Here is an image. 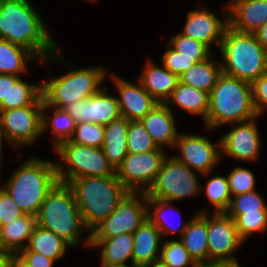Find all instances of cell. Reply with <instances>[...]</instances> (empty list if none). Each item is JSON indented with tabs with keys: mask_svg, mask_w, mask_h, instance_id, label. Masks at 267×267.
<instances>
[{
	"mask_svg": "<svg viewBox=\"0 0 267 267\" xmlns=\"http://www.w3.org/2000/svg\"><path fill=\"white\" fill-rule=\"evenodd\" d=\"M140 122L151 135L157 147L163 149L168 145L175 146L179 133L171 107L165 103H159Z\"/></svg>",
	"mask_w": 267,
	"mask_h": 267,
	"instance_id": "obj_20",
	"label": "cell"
},
{
	"mask_svg": "<svg viewBox=\"0 0 267 267\" xmlns=\"http://www.w3.org/2000/svg\"><path fill=\"white\" fill-rule=\"evenodd\" d=\"M37 225L63 238L72 247L81 241L85 227L72 188L57 182L48 192L36 216Z\"/></svg>",
	"mask_w": 267,
	"mask_h": 267,
	"instance_id": "obj_6",
	"label": "cell"
},
{
	"mask_svg": "<svg viewBox=\"0 0 267 267\" xmlns=\"http://www.w3.org/2000/svg\"><path fill=\"white\" fill-rule=\"evenodd\" d=\"M107 70L102 67L71 69L65 75L53 78L42 85V111L48 108L62 109L78 100L96 94L105 80Z\"/></svg>",
	"mask_w": 267,
	"mask_h": 267,
	"instance_id": "obj_7",
	"label": "cell"
},
{
	"mask_svg": "<svg viewBox=\"0 0 267 267\" xmlns=\"http://www.w3.org/2000/svg\"><path fill=\"white\" fill-rule=\"evenodd\" d=\"M146 267H170V266L164 264L160 260H157V261L153 262L152 264H150L149 266H146Z\"/></svg>",
	"mask_w": 267,
	"mask_h": 267,
	"instance_id": "obj_51",
	"label": "cell"
},
{
	"mask_svg": "<svg viewBox=\"0 0 267 267\" xmlns=\"http://www.w3.org/2000/svg\"><path fill=\"white\" fill-rule=\"evenodd\" d=\"M111 76L120 95V98L118 97L120 114L129 121H140L159 104L139 81L134 85L113 74Z\"/></svg>",
	"mask_w": 267,
	"mask_h": 267,
	"instance_id": "obj_17",
	"label": "cell"
},
{
	"mask_svg": "<svg viewBox=\"0 0 267 267\" xmlns=\"http://www.w3.org/2000/svg\"><path fill=\"white\" fill-rule=\"evenodd\" d=\"M218 142L213 144L203 135L179 133L175 146L180 154L174 157L195 172L207 176L221 159L220 140Z\"/></svg>",
	"mask_w": 267,
	"mask_h": 267,
	"instance_id": "obj_14",
	"label": "cell"
},
{
	"mask_svg": "<svg viewBox=\"0 0 267 267\" xmlns=\"http://www.w3.org/2000/svg\"><path fill=\"white\" fill-rule=\"evenodd\" d=\"M237 124L220 139L221 157L223 153L239 161L257 160L261 141L256 118Z\"/></svg>",
	"mask_w": 267,
	"mask_h": 267,
	"instance_id": "obj_16",
	"label": "cell"
},
{
	"mask_svg": "<svg viewBox=\"0 0 267 267\" xmlns=\"http://www.w3.org/2000/svg\"><path fill=\"white\" fill-rule=\"evenodd\" d=\"M228 26L239 32L254 33L267 22V0H230Z\"/></svg>",
	"mask_w": 267,
	"mask_h": 267,
	"instance_id": "obj_19",
	"label": "cell"
},
{
	"mask_svg": "<svg viewBox=\"0 0 267 267\" xmlns=\"http://www.w3.org/2000/svg\"><path fill=\"white\" fill-rule=\"evenodd\" d=\"M193 267H220L218 262H199L196 263Z\"/></svg>",
	"mask_w": 267,
	"mask_h": 267,
	"instance_id": "obj_49",
	"label": "cell"
},
{
	"mask_svg": "<svg viewBox=\"0 0 267 267\" xmlns=\"http://www.w3.org/2000/svg\"><path fill=\"white\" fill-rule=\"evenodd\" d=\"M101 267H136V266H134L133 264H132V266H130V265H127V264H125V265H101Z\"/></svg>",
	"mask_w": 267,
	"mask_h": 267,
	"instance_id": "obj_53",
	"label": "cell"
},
{
	"mask_svg": "<svg viewBox=\"0 0 267 267\" xmlns=\"http://www.w3.org/2000/svg\"><path fill=\"white\" fill-rule=\"evenodd\" d=\"M0 250H3V249H2V246H1V238H0Z\"/></svg>",
	"mask_w": 267,
	"mask_h": 267,
	"instance_id": "obj_54",
	"label": "cell"
},
{
	"mask_svg": "<svg viewBox=\"0 0 267 267\" xmlns=\"http://www.w3.org/2000/svg\"><path fill=\"white\" fill-rule=\"evenodd\" d=\"M219 49L222 73L250 83L267 73V51L254 33L227 26Z\"/></svg>",
	"mask_w": 267,
	"mask_h": 267,
	"instance_id": "obj_5",
	"label": "cell"
},
{
	"mask_svg": "<svg viewBox=\"0 0 267 267\" xmlns=\"http://www.w3.org/2000/svg\"><path fill=\"white\" fill-rule=\"evenodd\" d=\"M61 159L68 165L65 170L56 162L58 182L69 184L72 180L89 176H111L115 169L108 162L102 148L72 143L69 140L55 147Z\"/></svg>",
	"mask_w": 267,
	"mask_h": 267,
	"instance_id": "obj_8",
	"label": "cell"
},
{
	"mask_svg": "<svg viewBox=\"0 0 267 267\" xmlns=\"http://www.w3.org/2000/svg\"><path fill=\"white\" fill-rule=\"evenodd\" d=\"M160 251V261L170 267H193L196 262L179 240H166Z\"/></svg>",
	"mask_w": 267,
	"mask_h": 267,
	"instance_id": "obj_37",
	"label": "cell"
},
{
	"mask_svg": "<svg viewBox=\"0 0 267 267\" xmlns=\"http://www.w3.org/2000/svg\"><path fill=\"white\" fill-rule=\"evenodd\" d=\"M129 120L123 116L104 126L102 150L108 162L116 170L128 154L127 133Z\"/></svg>",
	"mask_w": 267,
	"mask_h": 267,
	"instance_id": "obj_25",
	"label": "cell"
},
{
	"mask_svg": "<svg viewBox=\"0 0 267 267\" xmlns=\"http://www.w3.org/2000/svg\"><path fill=\"white\" fill-rule=\"evenodd\" d=\"M107 92V87H102L93 96L70 103L62 109L73 117L76 124L88 122L108 125L121 114L118 97L110 96Z\"/></svg>",
	"mask_w": 267,
	"mask_h": 267,
	"instance_id": "obj_15",
	"label": "cell"
},
{
	"mask_svg": "<svg viewBox=\"0 0 267 267\" xmlns=\"http://www.w3.org/2000/svg\"><path fill=\"white\" fill-rule=\"evenodd\" d=\"M227 26L228 17L222 20L205 8L194 9L187 13V20L181 33L204 43L209 48L214 43L220 47Z\"/></svg>",
	"mask_w": 267,
	"mask_h": 267,
	"instance_id": "obj_18",
	"label": "cell"
},
{
	"mask_svg": "<svg viewBox=\"0 0 267 267\" xmlns=\"http://www.w3.org/2000/svg\"><path fill=\"white\" fill-rule=\"evenodd\" d=\"M211 57L196 63L179 77V81L210 94L222 74L221 64L214 62Z\"/></svg>",
	"mask_w": 267,
	"mask_h": 267,
	"instance_id": "obj_28",
	"label": "cell"
},
{
	"mask_svg": "<svg viewBox=\"0 0 267 267\" xmlns=\"http://www.w3.org/2000/svg\"><path fill=\"white\" fill-rule=\"evenodd\" d=\"M69 141L80 145L102 148L104 143V125L88 122L78 123Z\"/></svg>",
	"mask_w": 267,
	"mask_h": 267,
	"instance_id": "obj_40",
	"label": "cell"
},
{
	"mask_svg": "<svg viewBox=\"0 0 267 267\" xmlns=\"http://www.w3.org/2000/svg\"><path fill=\"white\" fill-rule=\"evenodd\" d=\"M38 58L28 49L0 39V74H14L27 72V63Z\"/></svg>",
	"mask_w": 267,
	"mask_h": 267,
	"instance_id": "obj_30",
	"label": "cell"
},
{
	"mask_svg": "<svg viewBox=\"0 0 267 267\" xmlns=\"http://www.w3.org/2000/svg\"><path fill=\"white\" fill-rule=\"evenodd\" d=\"M147 214L146 192L129 191L112 214L88 234L84 245L90 246V239H107L124 233L133 234L147 219Z\"/></svg>",
	"mask_w": 267,
	"mask_h": 267,
	"instance_id": "obj_10",
	"label": "cell"
},
{
	"mask_svg": "<svg viewBox=\"0 0 267 267\" xmlns=\"http://www.w3.org/2000/svg\"><path fill=\"white\" fill-rule=\"evenodd\" d=\"M53 112V116L50 119L49 116L42 112V133L48 131V127H51L52 134H54L53 146L54 148L58 146L61 142L69 140L76 127V122L73 117L65 112L63 109L55 108Z\"/></svg>",
	"mask_w": 267,
	"mask_h": 267,
	"instance_id": "obj_32",
	"label": "cell"
},
{
	"mask_svg": "<svg viewBox=\"0 0 267 267\" xmlns=\"http://www.w3.org/2000/svg\"><path fill=\"white\" fill-rule=\"evenodd\" d=\"M207 236V211L202 209L189 219L187 228L179 238L196 263L209 262Z\"/></svg>",
	"mask_w": 267,
	"mask_h": 267,
	"instance_id": "obj_23",
	"label": "cell"
},
{
	"mask_svg": "<svg viewBox=\"0 0 267 267\" xmlns=\"http://www.w3.org/2000/svg\"><path fill=\"white\" fill-rule=\"evenodd\" d=\"M209 97V110L205 121L208 130L258 117L252 101L250 82L222 73Z\"/></svg>",
	"mask_w": 267,
	"mask_h": 267,
	"instance_id": "obj_4",
	"label": "cell"
},
{
	"mask_svg": "<svg viewBox=\"0 0 267 267\" xmlns=\"http://www.w3.org/2000/svg\"><path fill=\"white\" fill-rule=\"evenodd\" d=\"M207 244L209 262H237L233 255L243 240L239 237L235 221L225 212H213L211 218L207 214Z\"/></svg>",
	"mask_w": 267,
	"mask_h": 267,
	"instance_id": "obj_13",
	"label": "cell"
},
{
	"mask_svg": "<svg viewBox=\"0 0 267 267\" xmlns=\"http://www.w3.org/2000/svg\"><path fill=\"white\" fill-rule=\"evenodd\" d=\"M167 49L162 58V65L179 77L198 63L194 58L181 56V53L175 51L169 45Z\"/></svg>",
	"mask_w": 267,
	"mask_h": 267,
	"instance_id": "obj_42",
	"label": "cell"
},
{
	"mask_svg": "<svg viewBox=\"0 0 267 267\" xmlns=\"http://www.w3.org/2000/svg\"><path fill=\"white\" fill-rule=\"evenodd\" d=\"M235 225L239 237L245 241L246 237L254 232H264L267 230V210H258V212H244L235 219Z\"/></svg>",
	"mask_w": 267,
	"mask_h": 267,
	"instance_id": "obj_39",
	"label": "cell"
},
{
	"mask_svg": "<svg viewBox=\"0 0 267 267\" xmlns=\"http://www.w3.org/2000/svg\"><path fill=\"white\" fill-rule=\"evenodd\" d=\"M258 210H267V204L258 191L254 190L232 196L230 205L225 213L235 219L244 212H258Z\"/></svg>",
	"mask_w": 267,
	"mask_h": 267,
	"instance_id": "obj_36",
	"label": "cell"
},
{
	"mask_svg": "<svg viewBox=\"0 0 267 267\" xmlns=\"http://www.w3.org/2000/svg\"><path fill=\"white\" fill-rule=\"evenodd\" d=\"M0 267H14V256L9 252L0 250Z\"/></svg>",
	"mask_w": 267,
	"mask_h": 267,
	"instance_id": "obj_48",
	"label": "cell"
},
{
	"mask_svg": "<svg viewBox=\"0 0 267 267\" xmlns=\"http://www.w3.org/2000/svg\"><path fill=\"white\" fill-rule=\"evenodd\" d=\"M67 246L71 245L63 238L37 225L24 250H30L53 261H58L64 256Z\"/></svg>",
	"mask_w": 267,
	"mask_h": 267,
	"instance_id": "obj_29",
	"label": "cell"
},
{
	"mask_svg": "<svg viewBox=\"0 0 267 267\" xmlns=\"http://www.w3.org/2000/svg\"><path fill=\"white\" fill-rule=\"evenodd\" d=\"M157 148L151 135L140 121H129L127 133L128 153H144L154 151Z\"/></svg>",
	"mask_w": 267,
	"mask_h": 267,
	"instance_id": "obj_38",
	"label": "cell"
},
{
	"mask_svg": "<svg viewBox=\"0 0 267 267\" xmlns=\"http://www.w3.org/2000/svg\"><path fill=\"white\" fill-rule=\"evenodd\" d=\"M24 214L17 203L0 186V226L8 224Z\"/></svg>",
	"mask_w": 267,
	"mask_h": 267,
	"instance_id": "obj_43",
	"label": "cell"
},
{
	"mask_svg": "<svg viewBox=\"0 0 267 267\" xmlns=\"http://www.w3.org/2000/svg\"><path fill=\"white\" fill-rule=\"evenodd\" d=\"M172 202L171 201H167V200H163V199H157V198H147V207H148V214H147V219L153 224L155 225L158 230L161 232L162 234H178L179 238L182 236L183 232L185 231V229L187 228V225L189 223V220L178 224L176 227L171 226L170 223H165L168 221L167 216L165 214V211L167 208H170V210L174 207L171 206ZM150 206L153 209L154 206V212H150ZM165 210V211H164ZM167 221H166V219ZM181 221V220H180Z\"/></svg>",
	"mask_w": 267,
	"mask_h": 267,
	"instance_id": "obj_33",
	"label": "cell"
},
{
	"mask_svg": "<svg viewBox=\"0 0 267 267\" xmlns=\"http://www.w3.org/2000/svg\"><path fill=\"white\" fill-rule=\"evenodd\" d=\"M36 226L37 218L30 214H24L22 217L0 226L2 249L15 257L27 247L26 244Z\"/></svg>",
	"mask_w": 267,
	"mask_h": 267,
	"instance_id": "obj_24",
	"label": "cell"
},
{
	"mask_svg": "<svg viewBox=\"0 0 267 267\" xmlns=\"http://www.w3.org/2000/svg\"><path fill=\"white\" fill-rule=\"evenodd\" d=\"M42 106L0 110V122L8 142L12 146L36 142L42 133Z\"/></svg>",
	"mask_w": 267,
	"mask_h": 267,
	"instance_id": "obj_12",
	"label": "cell"
},
{
	"mask_svg": "<svg viewBox=\"0 0 267 267\" xmlns=\"http://www.w3.org/2000/svg\"><path fill=\"white\" fill-rule=\"evenodd\" d=\"M27 0H0V39L30 50L40 61H60L57 44Z\"/></svg>",
	"mask_w": 267,
	"mask_h": 267,
	"instance_id": "obj_1",
	"label": "cell"
},
{
	"mask_svg": "<svg viewBox=\"0 0 267 267\" xmlns=\"http://www.w3.org/2000/svg\"><path fill=\"white\" fill-rule=\"evenodd\" d=\"M231 196L255 190L254 173L247 168L235 167L227 176Z\"/></svg>",
	"mask_w": 267,
	"mask_h": 267,
	"instance_id": "obj_41",
	"label": "cell"
},
{
	"mask_svg": "<svg viewBox=\"0 0 267 267\" xmlns=\"http://www.w3.org/2000/svg\"><path fill=\"white\" fill-rule=\"evenodd\" d=\"M55 261L42 254L22 250L14 257V267H52Z\"/></svg>",
	"mask_w": 267,
	"mask_h": 267,
	"instance_id": "obj_44",
	"label": "cell"
},
{
	"mask_svg": "<svg viewBox=\"0 0 267 267\" xmlns=\"http://www.w3.org/2000/svg\"><path fill=\"white\" fill-rule=\"evenodd\" d=\"M204 191L206 192V198L214 206V213L225 212L228 209L232 196L227 176L217 174V176L211 177L206 183Z\"/></svg>",
	"mask_w": 267,
	"mask_h": 267,
	"instance_id": "obj_35",
	"label": "cell"
},
{
	"mask_svg": "<svg viewBox=\"0 0 267 267\" xmlns=\"http://www.w3.org/2000/svg\"><path fill=\"white\" fill-rule=\"evenodd\" d=\"M259 43L267 51V22L254 32Z\"/></svg>",
	"mask_w": 267,
	"mask_h": 267,
	"instance_id": "obj_47",
	"label": "cell"
},
{
	"mask_svg": "<svg viewBox=\"0 0 267 267\" xmlns=\"http://www.w3.org/2000/svg\"><path fill=\"white\" fill-rule=\"evenodd\" d=\"M1 186L25 214L37 216L48 192L58 182L56 162L32 157Z\"/></svg>",
	"mask_w": 267,
	"mask_h": 267,
	"instance_id": "obj_3",
	"label": "cell"
},
{
	"mask_svg": "<svg viewBox=\"0 0 267 267\" xmlns=\"http://www.w3.org/2000/svg\"><path fill=\"white\" fill-rule=\"evenodd\" d=\"M168 45L181 53V56L194 58L197 62L204 61L212 55L211 49L207 45L182 33L171 37Z\"/></svg>",
	"mask_w": 267,
	"mask_h": 267,
	"instance_id": "obj_34",
	"label": "cell"
},
{
	"mask_svg": "<svg viewBox=\"0 0 267 267\" xmlns=\"http://www.w3.org/2000/svg\"><path fill=\"white\" fill-rule=\"evenodd\" d=\"M25 106H43L42 85L23 81H9L8 110Z\"/></svg>",
	"mask_w": 267,
	"mask_h": 267,
	"instance_id": "obj_31",
	"label": "cell"
},
{
	"mask_svg": "<svg viewBox=\"0 0 267 267\" xmlns=\"http://www.w3.org/2000/svg\"><path fill=\"white\" fill-rule=\"evenodd\" d=\"M252 101L259 117L267 108V73L251 83Z\"/></svg>",
	"mask_w": 267,
	"mask_h": 267,
	"instance_id": "obj_45",
	"label": "cell"
},
{
	"mask_svg": "<svg viewBox=\"0 0 267 267\" xmlns=\"http://www.w3.org/2000/svg\"><path fill=\"white\" fill-rule=\"evenodd\" d=\"M161 232L148 219L133 233L132 264L146 267L160 259ZM159 254V255H157Z\"/></svg>",
	"mask_w": 267,
	"mask_h": 267,
	"instance_id": "obj_21",
	"label": "cell"
},
{
	"mask_svg": "<svg viewBox=\"0 0 267 267\" xmlns=\"http://www.w3.org/2000/svg\"><path fill=\"white\" fill-rule=\"evenodd\" d=\"M68 185L74 192L83 223L89 232L108 218L129 192L116 173L105 177L76 178Z\"/></svg>",
	"mask_w": 267,
	"mask_h": 267,
	"instance_id": "obj_2",
	"label": "cell"
},
{
	"mask_svg": "<svg viewBox=\"0 0 267 267\" xmlns=\"http://www.w3.org/2000/svg\"><path fill=\"white\" fill-rule=\"evenodd\" d=\"M220 267H240L237 262H232V263H220Z\"/></svg>",
	"mask_w": 267,
	"mask_h": 267,
	"instance_id": "obj_52",
	"label": "cell"
},
{
	"mask_svg": "<svg viewBox=\"0 0 267 267\" xmlns=\"http://www.w3.org/2000/svg\"><path fill=\"white\" fill-rule=\"evenodd\" d=\"M90 246L100 249L101 265H132L133 234L124 233L107 239H90Z\"/></svg>",
	"mask_w": 267,
	"mask_h": 267,
	"instance_id": "obj_26",
	"label": "cell"
},
{
	"mask_svg": "<svg viewBox=\"0 0 267 267\" xmlns=\"http://www.w3.org/2000/svg\"><path fill=\"white\" fill-rule=\"evenodd\" d=\"M196 172L174 156L164 158L147 198L179 201L203 191Z\"/></svg>",
	"mask_w": 267,
	"mask_h": 267,
	"instance_id": "obj_9",
	"label": "cell"
},
{
	"mask_svg": "<svg viewBox=\"0 0 267 267\" xmlns=\"http://www.w3.org/2000/svg\"><path fill=\"white\" fill-rule=\"evenodd\" d=\"M2 138L6 140L4 132H3V129H2V126H1V122H0V164H1V161H2V155H1V153H2L1 149H2V143H3L2 142V140H3Z\"/></svg>",
	"mask_w": 267,
	"mask_h": 267,
	"instance_id": "obj_50",
	"label": "cell"
},
{
	"mask_svg": "<svg viewBox=\"0 0 267 267\" xmlns=\"http://www.w3.org/2000/svg\"><path fill=\"white\" fill-rule=\"evenodd\" d=\"M20 76L0 74V110H8L9 81H18Z\"/></svg>",
	"mask_w": 267,
	"mask_h": 267,
	"instance_id": "obj_46",
	"label": "cell"
},
{
	"mask_svg": "<svg viewBox=\"0 0 267 267\" xmlns=\"http://www.w3.org/2000/svg\"><path fill=\"white\" fill-rule=\"evenodd\" d=\"M139 82L143 88L158 102L165 103L179 82V76L165 67H160L148 60Z\"/></svg>",
	"mask_w": 267,
	"mask_h": 267,
	"instance_id": "obj_22",
	"label": "cell"
},
{
	"mask_svg": "<svg viewBox=\"0 0 267 267\" xmlns=\"http://www.w3.org/2000/svg\"><path fill=\"white\" fill-rule=\"evenodd\" d=\"M209 93L178 82L165 104H177L190 114L201 115L205 123L209 110Z\"/></svg>",
	"mask_w": 267,
	"mask_h": 267,
	"instance_id": "obj_27",
	"label": "cell"
},
{
	"mask_svg": "<svg viewBox=\"0 0 267 267\" xmlns=\"http://www.w3.org/2000/svg\"><path fill=\"white\" fill-rule=\"evenodd\" d=\"M164 149L128 153L115 170L117 178L131 192H147L153 185L166 157Z\"/></svg>",
	"mask_w": 267,
	"mask_h": 267,
	"instance_id": "obj_11",
	"label": "cell"
}]
</instances>
